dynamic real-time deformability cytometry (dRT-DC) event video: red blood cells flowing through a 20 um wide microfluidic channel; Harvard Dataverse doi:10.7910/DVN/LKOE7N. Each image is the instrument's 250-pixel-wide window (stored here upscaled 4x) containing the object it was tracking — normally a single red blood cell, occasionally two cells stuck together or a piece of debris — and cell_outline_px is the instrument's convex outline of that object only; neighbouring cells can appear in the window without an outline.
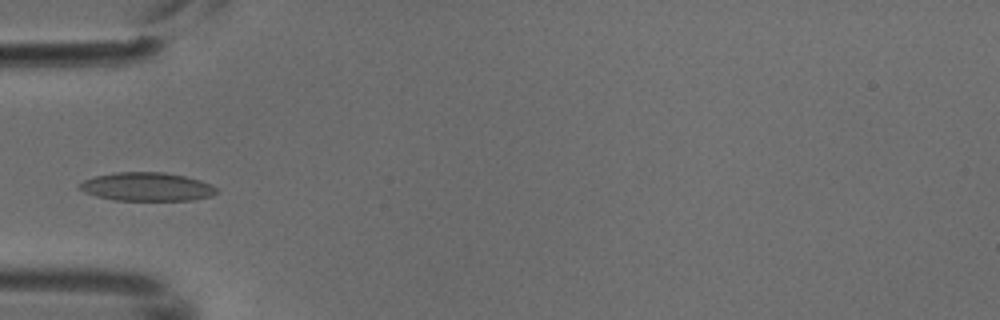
{"species": "common noctule bat (a hibernating species)", "species_latin": "Nyctalus noctula", "temperature_condition": "cold", "stored_images_in_passage": 7, "camera_frame_rate_fps": 3000, "um_per_image_px": 0.085, "animal": {"sex": "male", "body_mass_g": 18.8}, "frame": {"image": 1, "passage_image": 6, "time_ms": 1.667, "image_size_px": [1000, 320], "cell_outline_px": [[220, 192], [212, 196], [192, 200], [116, 200], [96, 196], [84, 192], [76, 188], [76, 184], [84, 180], [96, 176], [116, 172], [164, 172], [184, 176], [200, 180], [212, 184]], "centroid_in_image_um": [12.48, 15.87], "position_along_channel_um": 72.5, "area_um2": 22.95}}
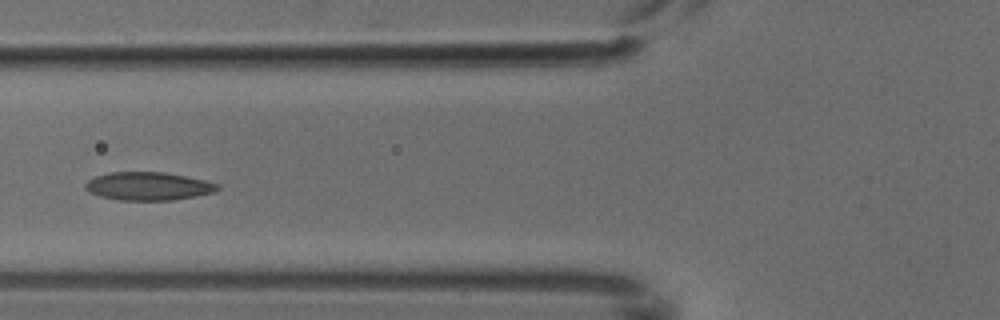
{"frame": {"image": 2, "passage_image": 7, "time_ms": 2.0, "image_size_px": [1000, 320], "cell_outline_px": [[220, 188], [212, 192], [196, 196], [172, 200], [120, 200], [100, 196], [88, 192], [84, 188], [84, 184], [88, 180], [96, 176], [108, 172], [164, 172], [204, 180], [220, 184]], "centroid_in_image_um": [12.57, 15.82], "position_along_channel_um": 113.2, "area_um2": 21.68}}